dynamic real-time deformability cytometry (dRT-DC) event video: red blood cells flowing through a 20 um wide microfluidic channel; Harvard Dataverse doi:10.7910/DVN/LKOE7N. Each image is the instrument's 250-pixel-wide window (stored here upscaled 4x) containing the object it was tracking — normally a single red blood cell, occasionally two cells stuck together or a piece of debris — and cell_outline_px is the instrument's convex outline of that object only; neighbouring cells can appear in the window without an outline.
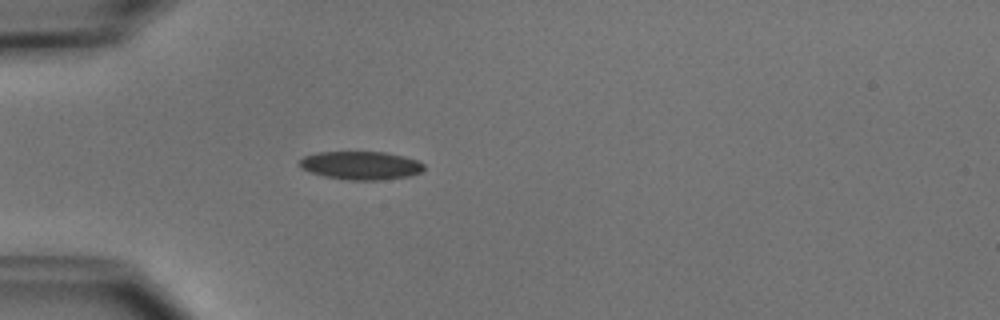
{"species": "common noctule bat (a hibernating species)", "species_latin": "Nyctalus noctula", "temperature_condition": "cold", "stored_images_in_passage": 4, "camera_frame_rate_fps": 3000, "um_per_image_px": 0.085, "animal": {"sex": "male", "body_mass_g": 15.6}, "frame": {"image": 1, "passage_image": 4, "time_ms": 4.0, "image_size_px": [1000, 320], "cell_outline_px": [[424, 172], [408, 176], [376, 180], [352, 180], [324, 176], [300, 168], [300, 160], [304, 156], [316, 152], [384, 152], [404, 156], [416, 160], [424, 164]], "centroid_in_image_um": [30.69, 14.05], "position_along_channel_um": 54.3, "area_um2": 20.4}}